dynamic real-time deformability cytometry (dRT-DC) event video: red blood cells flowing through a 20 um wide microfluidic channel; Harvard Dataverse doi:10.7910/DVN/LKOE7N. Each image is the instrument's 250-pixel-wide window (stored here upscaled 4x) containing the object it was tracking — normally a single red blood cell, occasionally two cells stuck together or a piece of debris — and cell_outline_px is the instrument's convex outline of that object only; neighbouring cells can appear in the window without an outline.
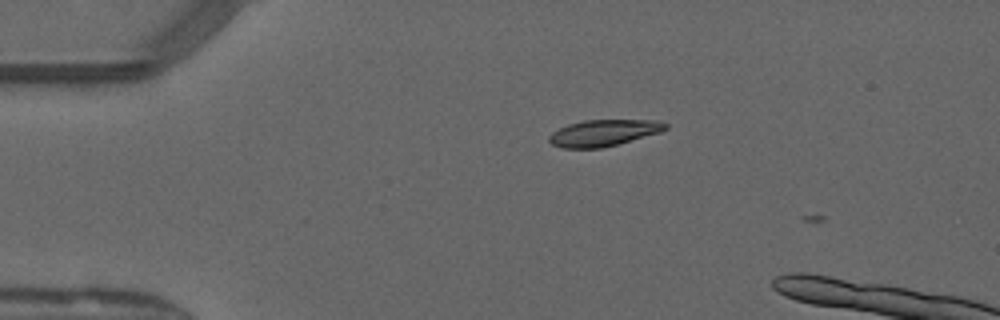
{"species": "common noctule bat (a hibernating species)", "species_latin": "Nyctalus noctula", "temperature_condition": "warm", "stored_images_in_passage": 3, "camera_frame_rate_fps": 3000, "um_per_image_px": 0.085, "animal": {"sex": "male", "forearm_length_mm": 52.5}, "frame": {"image": 1, "passage_image": 2, "time_ms": 0.333, "image_size_px": [1000, 320], "cell_outline_px": [[668, 128], [660, 132], [616, 144], [600, 148], [560, 148], [552, 144], [548, 140], [548, 136], [552, 132], [568, 124], [584, 120], [660, 120], [668, 124]], "centroid_in_image_um": [51.29, 11.29], "position_along_channel_um": 33.7, "area_um2": 17.86}}